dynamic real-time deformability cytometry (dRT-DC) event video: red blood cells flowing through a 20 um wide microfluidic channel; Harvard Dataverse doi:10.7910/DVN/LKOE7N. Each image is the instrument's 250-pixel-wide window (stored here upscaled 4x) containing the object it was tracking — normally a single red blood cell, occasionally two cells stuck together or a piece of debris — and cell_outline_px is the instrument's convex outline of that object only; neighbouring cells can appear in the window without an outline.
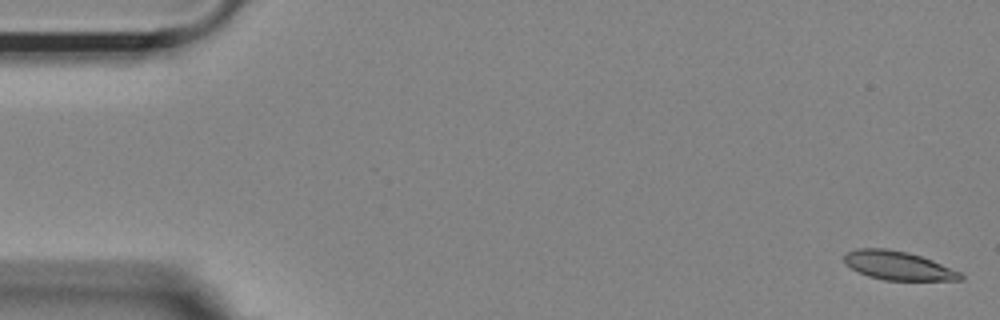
{"species": "Egyptian fruit bat (a non-hibernating species)", "species_latin": "Rousettus aegyptiacus", "temperature_condition": "room temperature", "stored_images_in_passage": 16, "camera_frame_rate_fps": 3000, "um_per_image_px": 0.085, "animal": {"sex": "female"}, "frame": {"image": 1, "passage_image": 1, "time_ms": 0.0, "image_size_px": [1000, 320], "cell_outline_px": [[964, 276], [960, 280], [884, 280], [868, 276], [844, 264], [844, 256], [848, 252], [856, 248], [884, 248], [908, 252], [932, 260], [960, 272]], "centroid_in_image_um": [76.32, 22.57], "position_along_channel_um": 8.7, "area_um2": 19.31}}
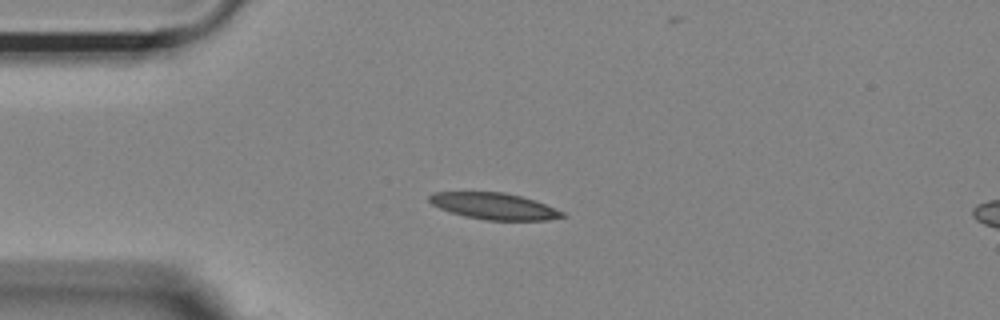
{"frame": {"image": 2, "passage_image": 13, "time_ms": 4.0, "image_size_px": [1000, 320], "cell_outline_px": [[564, 216], [548, 220], [488, 220], [464, 216], [440, 208], [432, 204], [428, 200], [428, 196], [436, 192], [504, 192], [536, 200], [564, 212]], "centroid_in_image_um": [42.0, 17.52], "position_along_channel_um": 43.0, "area_um2": 20.35}}